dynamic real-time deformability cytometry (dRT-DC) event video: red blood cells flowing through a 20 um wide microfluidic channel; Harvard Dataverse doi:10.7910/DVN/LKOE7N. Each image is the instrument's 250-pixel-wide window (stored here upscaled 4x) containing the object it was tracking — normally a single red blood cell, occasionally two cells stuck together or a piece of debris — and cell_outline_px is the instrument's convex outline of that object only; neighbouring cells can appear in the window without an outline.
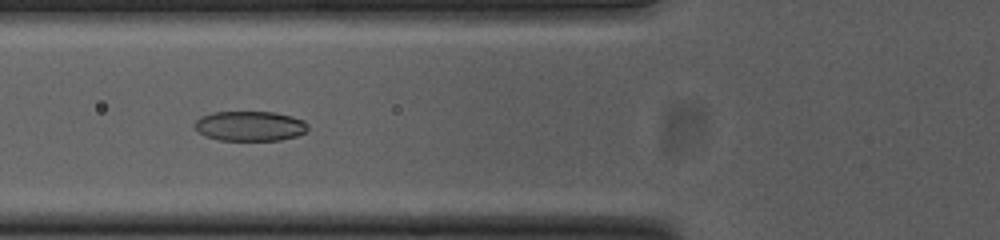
{"species": "common noctule bat (a hibernating species)", "species_latin": "Nyctalus noctula", "temperature_condition": "cold", "stored_images_in_passage": 53, "camera_frame_rate_fps": 3000, "um_per_image_px": 0.085, "animal": {"sex": "female", "body_mass_g": 23.0, "forearm_length_mm": 53.4}, "frame": {"image": 1, "passage_image": 19, "time_ms": 6.0, "image_size_px": [1000, 240], "cell_outline_px": [[308, 128], [304, 132], [296, 136], [280, 140], [220, 140], [204, 136], [192, 124], [200, 116], [212, 112], [272, 112], [292, 116], [304, 120], [308, 124]], "centroid_in_image_um": [21.22, 10.71], "position_along_channel_um": 104.6, "area_um2": 19.77}}
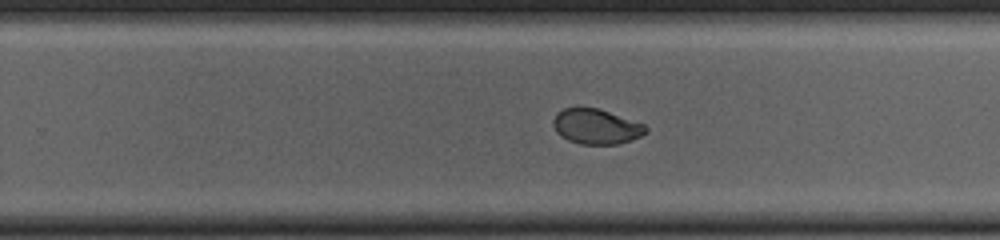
{"frame": {"image": 2, "passage_image": 33, "time_ms": 10.667, "image_size_px": [1000, 240], "cell_outline_px": [[648, 132], [632, 140], [616, 144], [580, 144], [568, 140], [560, 136], [556, 132], [552, 124], [552, 120], [556, 112], [564, 108], [576, 104], [596, 108], [644, 124], [648, 128]], "centroid_in_image_um": [50.61, 10.72], "position_along_channel_um": 279.2, "area_um2": 19.36}}
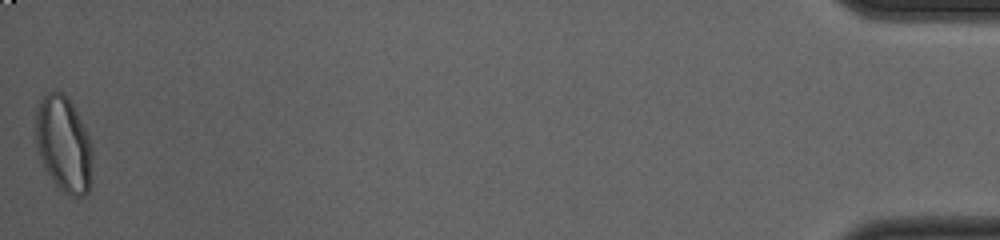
{"frame": {"image": 3, "passage_image": 53, "time_ms": 17.333, "image_size_px": [1000, 240], "cell_outline_px": [[92, 156], [88, 192], [84, 196], [72, 196], [64, 192], [56, 184], [48, 172], [40, 156], [36, 140], [36, 112], [40, 100], [48, 92], [64, 92], [72, 104], [88, 132], [92, 148]], "centroid_in_image_um": [5.43, 12.22], "position_along_channel_um": 429.8, "area_um2": 31.15}, "authors_computed_cell_mechanics": {"area_um2": 20.7502, "velocity_mm_per_s": 3.7484, "shape_relaxation_time_tau1_ms": 4.1392, "shape_relaxation_time_tau2_ms": 0.9662, "deformation_change_tau1": 0.1551, "deformation_change_tau2": 0.0412}}